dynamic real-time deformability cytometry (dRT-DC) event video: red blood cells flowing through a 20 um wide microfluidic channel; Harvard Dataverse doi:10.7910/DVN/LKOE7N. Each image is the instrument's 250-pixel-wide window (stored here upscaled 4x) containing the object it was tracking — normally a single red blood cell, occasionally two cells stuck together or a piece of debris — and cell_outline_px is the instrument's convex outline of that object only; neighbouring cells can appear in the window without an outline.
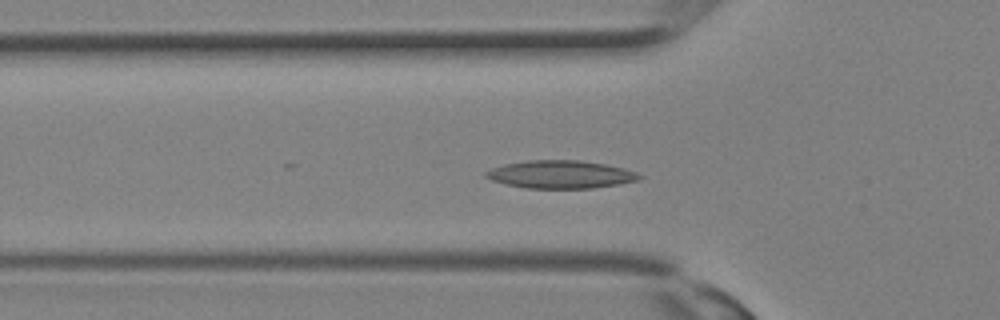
{"species": "Egyptian fruit bat (a non-hibernating species)", "species_latin": "Rousettus aegyptiacus", "temperature_condition": "room temperature", "stored_images_in_passage": 10, "camera_frame_rate_fps": 3000, "um_per_image_px": 0.085, "animal": {"sex": "female"}, "frame": {"image": 1, "passage_image": 9, "time_ms": 2.667, "image_size_px": [1000, 320], "cell_outline_px": [[644, 176], [636, 180], [620, 184], [592, 188], [524, 188], [504, 184], [492, 180], [484, 176], [484, 172], [492, 168], [504, 164], [528, 160], [580, 160], [608, 164], [624, 168], [636, 172]], "centroid_in_image_um": [47.65, 14.82], "position_along_channel_um": 78.2, "area_um2": 25.09}}